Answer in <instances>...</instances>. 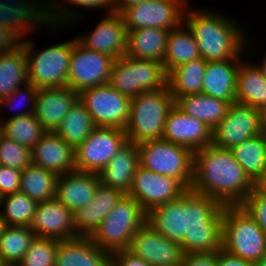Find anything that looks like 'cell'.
<instances>
[{
	"label": "cell",
	"instance_id": "6da1fadb",
	"mask_svg": "<svg viewBox=\"0 0 266 266\" xmlns=\"http://www.w3.org/2000/svg\"><path fill=\"white\" fill-rule=\"evenodd\" d=\"M190 189L224 206H237L252 192L253 181L236 161L231 150L211 144L193 154Z\"/></svg>",
	"mask_w": 266,
	"mask_h": 266
},
{
	"label": "cell",
	"instance_id": "7a4b0ae2",
	"mask_svg": "<svg viewBox=\"0 0 266 266\" xmlns=\"http://www.w3.org/2000/svg\"><path fill=\"white\" fill-rule=\"evenodd\" d=\"M190 6L188 4L186 7L184 23L196 38L201 58L209 62L244 58L247 55L250 51L248 47L252 45L242 24L219 11L193 9Z\"/></svg>",
	"mask_w": 266,
	"mask_h": 266
},
{
	"label": "cell",
	"instance_id": "3957f363",
	"mask_svg": "<svg viewBox=\"0 0 266 266\" xmlns=\"http://www.w3.org/2000/svg\"><path fill=\"white\" fill-rule=\"evenodd\" d=\"M224 205L188 189L184 193L186 233L180 242L185 254L210 253L222 249Z\"/></svg>",
	"mask_w": 266,
	"mask_h": 266
},
{
	"label": "cell",
	"instance_id": "277c9868",
	"mask_svg": "<svg viewBox=\"0 0 266 266\" xmlns=\"http://www.w3.org/2000/svg\"><path fill=\"white\" fill-rule=\"evenodd\" d=\"M175 100L168 85L159 91L143 92L131 99L125 133L136 144L162 138L165 121Z\"/></svg>",
	"mask_w": 266,
	"mask_h": 266
},
{
	"label": "cell",
	"instance_id": "5b68a950",
	"mask_svg": "<svg viewBox=\"0 0 266 266\" xmlns=\"http://www.w3.org/2000/svg\"><path fill=\"white\" fill-rule=\"evenodd\" d=\"M222 249L252 263L266 254V234L241 205L223 209Z\"/></svg>",
	"mask_w": 266,
	"mask_h": 266
},
{
	"label": "cell",
	"instance_id": "8992f818",
	"mask_svg": "<svg viewBox=\"0 0 266 266\" xmlns=\"http://www.w3.org/2000/svg\"><path fill=\"white\" fill-rule=\"evenodd\" d=\"M28 39V40H27ZM75 37L34 51L35 44L29 38L20 41L27 58L28 80L37 88H61L67 86L69 64Z\"/></svg>",
	"mask_w": 266,
	"mask_h": 266
},
{
	"label": "cell",
	"instance_id": "52a82bcc",
	"mask_svg": "<svg viewBox=\"0 0 266 266\" xmlns=\"http://www.w3.org/2000/svg\"><path fill=\"white\" fill-rule=\"evenodd\" d=\"M147 221V213L135 198L124 195L90 236L101 249L110 254L128 249L135 232Z\"/></svg>",
	"mask_w": 266,
	"mask_h": 266
},
{
	"label": "cell",
	"instance_id": "ba28073f",
	"mask_svg": "<svg viewBox=\"0 0 266 266\" xmlns=\"http://www.w3.org/2000/svg\"><path fill=\"white\" fill-rule=\"evenodd\" d=\"M167 77L162 64L125 55L114 60L108 84L132 99L140 93L165 88Z\"/></svg>",
	"mask_w": 266,
	"mask_h": 266
},
{
	"label": "cell",
	"instance_id": "9c48e42d",
	"mask_svg": "<svg viewBox=\"0 0 266 266\" xmlns=\"http://www.w3.org/2000/svg\"><path fill=\"white\" fill-rule=\"evenodd\" d=\"M137 145L140 166L154 173L176 178L190 189L194 152L163 139L145 141Z\"/></svg>",
	"mask_w": 266,
	"mask_h": 266
},
{
	"label": "cell",
	"instance_id": "30bf717a",
	"mask_svg": "<svg viewBox=\"0 0 266 266\" xmlns=\"http://www.w3.org/2000/svg\"><path fill=\"white\" fill-rule=\"evenodd\" d=\"M79 100L86 107L96 127L125 129L127 126L131 98L119 93L108 83L82 90Z\"/></svg>",
	"mask_w": 266,
	"mask_h": 266
},
{
	"label": "cell",
	"instance_id": "8fae6325",
	"mask_svg": "<svg viewBox=\"0 0 266 266\" xmlns=\"http://www.w3.org/2000/svg\"><path fill=\"white\" fill-rule=\"evenodd\" d=\"M126 142L127 136L124 129L96 127L74 149L75 170L98 174Z\"/></svg>",
	"mask_w": 266,
	"mask_h": 266
},
{
	"label": "cell",
	"instance_id": "7c38bea8",
	"mask_svg": "<svg viewBox=\"0 0 266 266\" xmlns=\"http://www.w3.org/2000/svg\"><path fill=\"white\" fill-rule=\"evenodd\" d=\"M189 0H150L124 9L120 14L127 30L150 27L171 31L184 22Z\"/></svg>",
	"mask_w": 266,
	"mask_h": 266
},
{
	"label": "cell",
	"instance_id": "4fadbf2b",
	"mask_svg": "<svg viewBox=\"0 0 266 266\" xmlns=\"http://www.w3.org/2000/svg\"><path fill=\"white\" fill-rule=\"evenodd\" d=\"M114 60L109 55L86 48L75 38L67 86L80 93L84 89L108 83Z\"/></svg>",
	"mask_w": 266,
	"mask_h": 266
},
{
	"label": "cell",
	"instance_id": "5bb4252c",
	"mask_svg": "<svg viewBox=\"0 0 266 266\" xmlns=\"http://www.w3.org/2000/svg\"><path fill=\"white\" fill-rule=\"evenodd\" d=\"M264 132L260 110L238 102L231 103L226 116L213 129L212 144L232 149L243 141Z\"/></svg>",
	"mask_w": 266,
	"mask_h": 266
},
{
	"label": "cell",
	"instance_id": "9a60e30c",
	"mask_svg": "<svg viewBox=\"0 0 266 266\" xmlns=\"http://www.w3.org/2000/svg\"><path fill=\"white\" fill-rule=\"evenodd\" d=\"M188 189L176 178L157 174L138 166L126 194L141 205L146 213L152 209L177 199Z\"/></svg>",
	"mask_w": 266,
	"mask_h": 266
},
{
	"label": "cell",
	"instance_id": "2e32d148",
	"mask_svg": "<svg viewBox=\"0 0 266 266\" xmlns=\"http://www.w3.org/2000/svg\"><path fill=\"white\" fill-rule=\"evenodd\" d=\"M127 250L151 266H181L185 256L179 242L160 235L148 221L135 232Z\"/></svg>",
	"mask_w": 266,
	"mask_h": 266
},
{
	"label": "cell",
	"instance_id": "e0dca14e",
	"mask_svg": "<svg viewBox=\"0 0 266 266\" xmlns=\"http://www.w3.org/2000/svg\"><path fill=\"white\" fill-rule=\"evenodd\" d=\"M0 0V24L20 40L41 26H50L46 0Z\"/></svg>",
	"mask_w": 266,
	"mask_h": 266
},
{
	"label": "cell",
	"instance_id": "ac0fdd59",
	"mask_svg": "<svg viewBox=\"0 0 266 266\" xmlns=\"http://www.w3.org/2000/svg\"><path fill=\"white\" fill-rule=\"evenodd\" d=\"M161 139L196 152L212 144L213 130L206 123L184 113L174 104L168 112Z\"/></svg>",
	"mask_w": 266,
	"mask_h": 266
},
{
	"label": "cell",
	"instance_id": "d6986e66",
	"mask_svg": "<svg viewBox=\"0 0 266 266\" xmlns=\"http://www.w3.org/2000/svg\"><path fill=\"white\" fill-rule=\"evenodd\" d=\"M105 15L91 32L76 38L86 48L109 55L116 60L126 55L127 29L121 14Z\"/></svg>",
	"mask_w": 266,
	"mask_h": 266
},
{
	"label": "cell",
	"instance_id": "ffe728a7",
	"mask_svg": "<svg viewBox=\"0 0 266 266\" xmlns=\"http://www.w3.org/2000/svg\"><path fill=\"white\" fill-rule=\"evenodd\" d=\"M29 227L40 238L62 241L78 237L73 213L56 198L38 203Z\"/></svg>",
	"mask_w": 266,
	"mask_h": 266
},
{
	"label": "cell",
	"instance_id": "44dd1931",
	"mask_svg": "<svg viewBox=\"0 0 266 266\" xmlns=\"http://www.w3.org/2000/svg\"><path fill=\"white\" fill-rule=\"evenodd\" d=\"M78 99L79 93L68 86L38 88L34 116L46 132L53 133Z\"/></svg>",
	"mask_w": 266,
	"mask_h": 266
},
{
	"label": "cell",
	"instance_id": "7402d4cb",
	"mask_svg": "<svg viewBox=\"0 0 266 266\" xmlns=\"http://www.w3.org/2000/svg\"><path fill=\"white\" fill-rule=\"evenodd\" d=\"M30 155L32 164L58 176L75 170L74 148L55 132H46L30 150Z\"/></svg>",
	"mask_w": 266,
	"mask_h": 266
},
{
	"label": "cell",
	"instance_id": "603a6c76",
	"mask_svg": "<svg viewBox=\"0 0 266 266\" xmlns=\"http://www.w3.org/2000/svg\"><path fill=\"white\" fill-rule=\"evenodd\" d=\"M124 195L100 183L92 200L73 213L77 235L90 237Z\"/></svg>",
	"mask_w": 266,
	"mask_h": 266
},
{
	"label": "cell",
	"instance_id": "cb8c5ba5",
	"mask_svg": "<svg viewBox=\"0 0 266 266\" xmlns=\"http://www.w3.org/2000/svg\"><path fill=\"white\" fill-rule=\"evenodd\" d=\"M99 184L97 173L74 170L58 176L55 198L74 213L92 200Z\"/></svg>",
	"mask_w": 266,
	"mask_h": 266
},
{
	"label": "cell",
	"instance_id": "d4e9b609",
	"mask_svg": "<svg viewBox=\"0 0 266 266\" xmlns=\"http://www.w3.org/2000/svg\"><path fill=\"white\" fill-rule=\"evenodd\" d=\"M55 266H111V254L89 236L59 241Z\"/></svg>",
	"mask_w": 266,
	"mask_h": 266
},
{
	"label": "cell",
	"instance_id": "484cf974",
	"mask_svg": "<svg viewBox=\"0 0 266 266\" xmlns=\"http://www.w3.org/2000/svg\"><path fill=\"white\" fill-rule=\"evenodd\" d=\"M244 58L206 63L202 93L229 104L236 102L237 73Z\"/></svg>",
	"mask_w": 266,
	"mask_h": 266
},
{
	"label": "cell",
	"instance_id": "4316f807",
	"mask_svg": "<svg viewBox=\"0 0 266 266\" xmlns=\"http://www.w3.org/2000/svg\"><path fill=\"white\" fill-rule=\"evenodd\" d=\"M139 163V149L134 142L127 141L116 155L98 173L100 183L127 194Z\"/></svg>",
	"mask_w": 266,
	"mask_h": 266
},
{
	"label": "cell",
	"instance_id": "83f0119b",
	"mask_svg": "<svg viewBox=\"0 0 266 266\" xmlns=\"http://www.w3.org/2000/svg\"><path fill=\"white\" fill-rule=\"evenodd\" d=\"M169 32L166 29L150 27L127 30L126 55L163 65Z\"/></svg>",
	"mask_w": 266,
	"mask_h": 266
},
{
	"label": "cell",
	"instance_id": "f1b7e54d",
	"mask_svg": "<svg viewBox=\"0 0 266 266\" xmlns=\"http://www.w3.org/2000/svg\"><path fill=\"white\" fill-rule=\"evenodd\" d=\"M147 221L160 235L180 243L186 233L184 193L152 209L147 213Z\"/></svg>",
	"mask_w": 266,
	"mask_h": 266
},
{
	"label": "cell",
	"instance_id": "f546056e",
	"mask_svg": "<svg viewBox=\"0 0 266 266\" xmlns=\"http://www.w3.org/2000/svg\"><path fill=\"white\" fill-rule=\"evenodd\" d=\"M63 3L64 5H62ZM79 7L86 8L87 10L103 8L108 9L104 11L106 14L114 13L112 0H61V2L58 0H47L46 13L50 25V27L47 26V28L50 29V31L52 29L51 32L55 31L54 33H56L60 28L66 29L68 26L71 27L77 20V23L82 19L84 20L80 11H74ZM65 25H67V27Z\"/></svg>",
	"mask_w": 266,
	"mask_h": 266
},
{
	"label": "cell",
	"instance_id": "4dcf8cb0",
	"mask_svg": "<svg viewBox=\"0 0 266 266\" xmlns=\"http://www.w3.org/2000/svg\"><path fill=\"white\" fill-rule=\"evenodd\" d=\"M245 58L237 73L236 102L260 110L266 105V80L256 64Z\"/></svg>",
	"mask_w": 266,
	"mask_h": 266
},
{
	"label": "cell",
	"instance_id": "1f68e13d",
	"mask_svg": "<svg viewBox=\"0 0 266 266\" xmlns=\"http://www.w3.org/2000/svg\"><path fill=\"white\" fill-rule=\"evenodd\" d=\"M175 105L184 113L206 123L212 130L226 116L229 103L198 93L178 97Z\"/></svg>",
	"mask_w": 266,
	"mask_h": 266
},
{
	"label": "cell",
	"instance_id": "d6a6232c",
	"mask_svg": "<svg viewBox=\"0 0 266 266\" xmlns=\"http://www.w3.org/2000/svg\"><path fill=\"white\" fill-rule=\"evenodd\" d=\"M201 58L196 38L183 22L178 28L169 32L166 53L164 56V69L168 74L177 66Z\"/></svg>",
	"mask_w": 266,
	"mask_h": 266
},
{
	"label": "cell",
	"instance_id": "836d02e7",
	"mask_svg": "<svg viewBox=\"0 0 266 266\" xmlns=\"http://www.w3.org/2000/svg\"><path fill=\"white\" fill-rule=\"evenodd\" d=\"M206 61L197 58L183 63L168 73L167 85L174 100L178 97L202 93Z\"/></svg>",
	"mask_w": 266,
	"mask_h": 266
},
{
	"label": "cell",
	"instance_id": "e575fe53",
	"mask_svg": "<svg viewBox=\"0 0 266 266\" xmlns=\"http://www.w3.org/2000/svg\"><path fill=\"white\" fill-rule=\"evenodd\" d=\"M28 82L24 47L20 44L12 52L0 54V100Z\"/></svg>",
	"mask_w": 266,
	"mask_h": 266
},
{
	"label": "cell",
	"instance_id": "d590c367",
	"mask_svg": "<svg viewBox=\"0 0 266 266\" xmlns=\"http://www.w3.org/2000/svg\"><path fill=\"white\" fill-rule=\"evenodd\" d=\"M58 175L34 164L28 165L21 173L20 192L36 203L55 198Z\"/></svg>",
	"mask_w": 266,
	"mask_h": 266
},
{
	"label": "cell",
	"instance_id": "8d00e7d4",
	"mask_svg": "<svg viewBox=\"0 0 266 266\" xmlns=\"http://www.w3.org/2000/svg\"><path fill=\"white\" fill-rule=\"evenodd\" d=\"M96 128L91 115L78 99L62 119L55 133L74 149L79 146Z\"/></svg>",
	"mask_w": 266,
	"mask_h": 266
},
{
	"label": "cell",
	"instance_id": "74e56055",
	"mask_svg": "<svg viewBox=\"0 0 266 266\" xmlns=\"http://www.w3.org/2000/svg\"><path fill=\"white\" fill-rule=\"evenodd\" d=\"M230 150L253 182L266 169V135L264 132L243 141Z\"/></svg>",
	"mask_w": 266,
	"mask_h": 266
},
{
	"label": "cell",
	"instance_id": "f35d334b",
	"mask_svg": "<svg viewBox=\"0 0 266 266\" xmlns=\"http://www.w3.org/2000/svg\"><path fill=\"white\" fill-rule=\"evenodd\" d=\"M30 227L7 226L0 235V263L16 266L36 238Z\"/></svg>",
	"mask_w": 266,
	"mask_h": 266
},
{
	"label": "cell",
	"instance_id": "ab89813d",
	"mask_svg": "<svg viewBox=\"0 0 266 266\" xmlns=\"http://www.w3.org/2000/svg\"><path fill=\"white\" fill-rule=\"evenodd\" d=\"M3 136L31 150L46 133L34 114L13 118H2ZM4 121V122H3Z\"/></svg>",
	"mask_w": 266,
	"mask_h": 266
},
{
	"label": "cell",
	"instance_id": "60d3db41",
	"mask_svg": "<svg viewBox=\"0 0 266 266\" xmlns=\"http://www.w3.org/2000/svg\"><path fill=\"white\" fill-rule=\"evenodd\" d=\"M38 203L22 192L1 197V214L7 226L29 227ZM3 206V207H2Z\"/></svg>",
	"mask_w": 266,
	"mask_h": 266
},
{
	"label": "cell",
	"instance_id": "b9f144b4",
	"mask_svg": "<svg viewBox=\"0 0 266 266\" xmlns=\"http://www.w3.org/2000/svg\"><path fill=\"white\" fill-rule=\"evenodd\" d=\"M59 240L36 237L16 266H55Z\"/></svg>",
	"mask_w": 266,
	"mask_h": 266
},
{
	"label": "cell",
	"instance_id": "7bdbcfd3",
	"mask_svg": "<svg viewBox=\"0 0 266 266\" xmlns=\"http://www.w3.org/2000/svg\"><path fill=\"white\" fill-rule=\"evenodd\" d=\"M25 88V89H24ZM38 88L35 87L32 83L28 82L22 86H20L17 90H15L11 95L0 100V109H3L5 106L7 109L10 108L11 111L15 112L14 114L9 115L8 118L26 116L30 114H34L35 104H36V94ZM20 104V105H19ZM22 107L23 111L18 108ZM3 107V108H2ZM19 109V110H18ZM1 111V110H0Z\"/></svg>",
	"mask_w": 266,
	"mask_h": 266
},
{
	"label": "cell",
	"instance_id": "ee69618b",
	"mask_svg": "<svg viewBox=\"0 0 266 266\" xmlns=\"http://www.w3.org/2000/svg\"><path fill=\"white\" fill-rule=\"evenodd\" d=\"M31 162L30 150L14 140L2 136L0 140V164L24 170Z\"/></svg>",
	"mask_w": 266,
	"mask_h": 266
},
{
	"label": "cell",
	"instance_id": "f6af8a7d",
	"mask_svg": "<svg viewBox=\"0 0 266 266\" xmlns=\"http://www.w3.org/2000/svg\"><path fill=\"white\" fill-rule=\"evenodd\" d=\"M241 206L266 234V195L252 190Z\"/></svg>",
	"mask_w": 266,
	"mask_h": 266
},
{
	"label": "cell",
	"instance_id": "bcb514c9",
	"mask_svg": "<svg viewBox=\"0 0 266 266\" xmlns=\"http://www.w3.org/2000/svg\"><path fill=\"white\" fill-rule=\"evenodd\" d=\"M21 170L0 165V196L20 191Z\"/></svg>",
	"mask_w": 266,
	"mask_h": 266
},
{
	"label": "cell",
	"instance_id": "7dc6e473",
	"mask_svg": "<svg viewBox=\"0 0 266 266\" xmlns=\"http://www.w3.org/2000/svg\"><path fill=\"white\" fill-rule=\"evenodd\" d=\"M111 266H151L141 257L135 256L127 249L111 253Z\"/></svg>",
	"mask_w": 266,
	"mask_h": 266
},
{
	"label": "cell",
	"instance_id": "c3c4849f",
	"mask_svg": "<svg viewBox=\"0 0 266 266\" xmlns=\"http://www.w3.org/2000/svg\"><path fill=\"white\" fill-rule=\"evenodd\" d=\"M181 266H217V251L185 254Z\"/></svg>",
	"mask_w": 266,
	"mask_h": 266
},
{
	"label": "cell",
	"instance_id": "681fc988",
	"mask_svg": "<svg viewBox=\"0 0 266 266\" xmlns=\"http://www.w3.org/2000/svg\"><path fill=\"white\" fill-rule=\"evenodd\" d=\"M20 45V39L0 24V54L12 52Z\"/></svg>",
	"mask_w": 266,
	"mask_h": 266
},
{
	"label": "cell",
	"instance_id": "f907efd6",
	"mask_svg": "<svg viewBox=\"0 0 266 266\" xmlns=\"http://www.w3.org/2000/svg\"><path fill=\"white\" fill-rule=\"evenodd\" d=\"M217 266H253V263L220 249L217 251Z\"/></svg>",
	"mask_w": 266,
	"mask_h": 266
},
{
	"label": "cell",
	"instance_id": "816d5d0a",
	"mask_svg": "<svg viewBox=\"0 0 266 266\" xmlns=\"http://www.w3.org/2000/svg\"><path fill=\"white\" fill-rule=\"evenodd\" d=\"M150 0H112L114 13H121L124 9Z\"/></svg>",
	"mask_w": 266,
	"mask_h": 266
},
{
	"label": "cell",
	"instance_id": "f5cc1de1",
	"mask_svg": "<svg viewBox=\"0 0 266 266\" xmlns=\"http://www.w3.org/2000/svg\"><path fill=\"white\" fill-rule=\"evenodd\" d=\"M253 190L266 195V169L263 173L253 182Z\"/></svg>",
	"mask_w": 266,
	"mask_h": 266
},
{
	"label": "cell",
	"instance_id": "db71d44e",
	"mask_svg": "<svg viewBox=\"0 0 266 266\" xmlns=\"http://www.w3.org/2000/svg\"><path fill=\"white\" fill-rule=\"evenodd\" d=\"M255 64L259 68V70L261 71L264 79L266 80V53L263 57V60L255 62Z\"/></svg>",
	"mask_w": 266,
	"mask_h": 266
},
{
	"label": "cell",
	"instance_id": "11a10c76",
	"mask_svg": "<svg viewBox=\"0 0 266 266\" xmlns=\"http://www.w3.org/2000/svg\"><path fill=\"white\" fill-rule=\"evenodd\" d=\"M260 118H261L262 128L265 130L266 129V105H264L260 109Z\"/></svg>",
	"mask_w": 266,
	"mask_h": 266
},
{
	"label": "cell",
	"instance_id": "9f6ffc18",
	"mask_svg": "<svg viewBox=\"0 0 266 266\" xmlns=\"http://www.w3.org/2000/svg\"><path fill=\"white\" fill-rule=\"evenodd\" d=\"M7 227L6 221L3 218L1 211H0V235L3 233V230Z\"/></svg>",
	"mask_w": 266,
	"mask_h": 266
},
{
	"label": "cell",
	"instance_id": "6f0895ef",
	"mask_svg": "<svg viewBox=\"0 0 266 266\" xmlns=\"http://www.w3.org/2000/svg\"><path fill=\"white\" fill-rule=\"evenodd\" d=\"M253 266H266V254L260 260L254 262Z\"/></svg>",
	"mask_w": 266,
	"mask_h": 266
},
{
	"label": "cell",
	"instance_id": "680465c9",
	"mask_svg": "<svg viewBox=\"0 0 266 266\" xmlns=\"http://www.w3.org/2000/svg\"><path fill=\"white\" fill-rule=\"evenodd\" d=\"M2 136H3L2 119H0V140H1Z\"/></svg>",
	"mask_w": 266,
	"mask_h": 266
}]
</instances>
